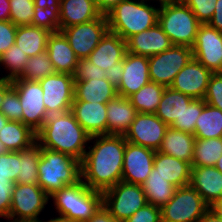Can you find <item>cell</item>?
<instances>
[{"label":"cell","instance_id":"1","mask_svg":"<svg viewBox=\"0 0 222 222\" xmlns=\"http://www.w3.org/2000/svg\"><path fill=\"white\" fill-rule=\"evenodd\" d=\"M90 141L94 145L88 146L81 161V180L103 193L122 180L126 139L124 135L103 134L91 136Z\"/></svg>","mask_w":222,"mask_h":222},{"label":"cell","instance_id":"2","mask_svg":"<svg viewBox=\"0 0 222 222\" xmlns=\"http://www.w3.org/2000/svg\"><path fill=\"white\" fill-rule=\"evenodd\" d=\"M90 138L71 111L49 115L36 132V142L41 147L68 154L80 162L89 145L87 143H91Z\"/></svg>","mask_w":222,"mask_h":222},{"label":"cell","instance_id":"3","mask_svg":"<svg viewBox=\"0 0 222 222\" xmlns=\"http://www.w3.org/2000/svg\"><path fill=\"white\" fill-rule=\"evenodd\" d=\"M159 8L140 0H122L105 15L109 31L127 41L158 23Z\"/></svg>","mask_w":222,"mask_h":222},{"label":"cell","instance_id":"4","mask_svg":"<svg viewBox=\"0 0 222 222\" xmlns=\"http://www.w3.org/2000/svg\"><path fill=\"white\" fill-rule=\"evenodd\" d=\"M38 185L51 196L55 191L81 180V162L68 154L40 146Z\"/></svg>","mask_w":222,"mask_h":222},{"label":"cell","instance_id":"5","mask_svg":"<svg viewBox=\"0 0 222 222\" xmlns=\"http://www.w3.org/2000/svg\"><path fill=\"white\" fill-rule=\"evenodd\" d=\"M53 199L58 215L86 222L103 204V194L89 188L82 180L55 191Z\"/></svg>","mask_w":222,"mask_h":222},{"label":"cell","instance_id":"6","mask_svg":"<svg viewBox=\"0 0 222 222\" xmlns=\"http://www.w3.org/2000/svg\"><path fill=\"white\" fill-rule=\"evenodd\" d=\"M158 25L173 45L192 48L201 23L182 0H172L159 7Z\"/></svg>","mask_w":222,"mask_h":222},{"label":"cell","instance_id":"7","mask_svg":"<svg viewBox=\"0 0 222 222\" xmlns=\"http://www.w3.org/2000/svg\"><path fill=\"white\" fill-rule=\"evenodd\" d=\"M209 208L196 189L179 187L161 207L162 222H197Z\"/></svg>","mask_w":222,"mask_h":222},{"label":"cell","instance_id":"8","mask_svg":"<svg viewBox=\"0 0 222 222\" xmlns=\"http://www.w3.org/2000/svg\"><path fill=\"white\" fill-rule=\"evenodd\" d=\"M102 194L103 205L116 220L122 222L147 203L141 185L123 181L118 182Z\"/></svg>","mask_w":222,"mask_h":222},{"label":"cell","instance_id":"9","mask_svg":"<svg viewBox=\"0 0 222 222\" xmlns=\"http://www.w3.org/2000/svg\"><path fill=\"white\" fill-rule=\"evenodd\" d=\"M193 58L192 48L172 45L169 49L148 58L152 82L170 87L178 72Z\"/></svg>","mask_w":222,"mask_h":222},{"label":"cell","instance_id":"10","mask_svg":"<svg viewBox=\"0 0 222 222\" xmlns=\"http://www.w3.org/2000/svg\"><path fill=\"white\" fill-rule=\"evenodd\" d=\"M49 200V195L38 184L16 183L8 219L38 222L40 220L38 216Z\"/></svg>","mask_w":222,"mask_h":222},{"label":"cell","instance_id":"11","mask_svg":"<svg viewBox=\"0 0 222 222\" xmlns=\"http://www.w3.org/2000/svg\"><path fill=\"white\" fill-rule=\"evenodd\" d=\"M74 76L55 72L39 80L43 90V103L48 115L71 110L74 101Z\"/></svg>","mask_w":222,"mask_h":222},{"label":"cell","instance_id":"12","mask_svg":"<svg viewBox=\"0 0 222 222\" xmlns=\"http://www.w3.org/2000/svg\"><path fill=\"white\" fill-rule=\"evenodd\" d=\"M12 88L18 93L22 106V123L37 132L49 116L43 103V90L39 81L14 79Z\"/></svg>","mask_w":222,"mask_h":222},{"label":"cell","instance_id":"13","mask_svg":"<svg viewBox=\"0 0 222 222\" xmlns=\"http://www.w3.org/2000/svg\"><path fill=\"white\" fill-rule=\"evenodd\" d=\"M80 58H87L109 31L105 14L99 18L60 30Z\"/></svg>","mask_w":222,"mask_h":222},{"label":"cell","instance_id":"14","mask_svg":"<svg viewBox=\"0 0 222 222\" xmlns=\"http://www.w3.org/2000/svg\"><path fill=\"white\" fill-rule=\"evenodd\" d=\"M192 53L193 58L212 73H222V32L208 24H201Z\"/></svg>","mask_w":222,"mask_h":222},{"label":"cell","instance_id":"15","mask_svg":"<svg viewBox=\"0 0 222 222\" xmlns=\"http://www.w3.org/2000/svg\"><path fill=\"white\" fill-rule=\"evenodd\" d=\"M168 127L155 114L137 113L124 137L130 143L158 151Z\"/></svg>","mask_w":222,"mask_h":222},{"label":"cell","instance_id":"16","mask_svg":"<svg viewBox=\"0 0 222 222\" xmlns=\"http://www.w3.org/2000/svg\"><path fill=\"white\" fill-rule=\"evenodd\" d=\"M155 153L153 149L126 141L121 181L142 185L152 171Z\"/></svg>","mask_w":222,"mask_h":222},{"label":"cell","instance_id":"17","mask_svg":"<svg viewBox=\"0 0 222 222\" xmlns=\"http://www.w3.org/2000/svg\"><path fill=\"white\" fill-rule=\"evenodd\" d=\"M212 74L209 69L192 58L178 72L170 87L194 99H203Z\"/></svg>","mask_w":222,"mask_h":222},{"label":"cell","instance_id":"18","mask_svg":"<svg viewBox=\"0 0 222 222\" xmlns=\"http://www.w3.org/2000/svg\"><path fill=\"white\" fill-rule=\"evenodd\" d=\"M150 81L148 57L126 52L117 95L128 98Z\"/></svg>","mask_w":222,"mask_h":222},{"label":"cell","instance_id":"19","mask_svg":"<svg viewBox=\"0 0 222 222\" xmlns=\"http://www.w3.org/2000/svg\"><path fill=\"white\" fill-rule=\"evenodd\" d=\"M189 185L209 207L222 200V173L215 166L191 167Z\"/></svg>","mask_w":222,"mask_h":222},{"label":"cell","instance_id":"20","mask_svg":"<svg viewBox=\"0 0 222 222\" xmlns=\"http://www.w3.org/2000/svg\"><path fill=\"white\" fill-rule=\"evenodd\" d=\"M70 111L89 135L107 134L106 103L73 101Z\"/></svg>","mask_w":222,"mask_h":222},{"label":"cell","instance_id":"21","mask_svg":"<svg viewBox=\"0 0 222 222\" xmlns=\"http://www.w3.org/2000/svg\"><path fill=\"white\" fill-rule=\"evenodd\" d=\"M173 44L158 23L147 30L131 36L127 40V52L151 57L169 49Z\"/></svg>","mask_w":222,"mask_h":222},{"label":"cell","instance_id":"22","mask_svg":"<svg viewBox=\"0 0 222 222\" xmlns=\"http://www.w3.org/2000/svg\"><path fill=\"white\" fill-rule=\"evenodd\" d=\"M126 52L127 41L108 31L87 59L106 71L123 61Z\"/></svg>","mask_w":222,"mask_h":222},{"label":"cell","instance_id":"23","mask_svg":"<svg viewBox=\"0 0 222 222\" xmlns=\"http://www.w3.org/2000/svg\"><path fill=\"white\" fill-rule=\"evenodd\" d=\"M46 51L49 54L55 72L74 75L79 58L61 31L50 34Z\"/></svg>","mask_w":222,"mask_h":222},{"label":"cell","instance_id":"24","mask_svg":"<svg viewBox=\"0 0 222 222\" xmlns=\"http://www.w3.org/2000/svg\"><path fill=\"white\" fill-rule=\"evenodd\" d=\"M151 174L162 176L177 188L184 187L190 183L191 165L188 162L156 151Z\"/></svg>","mask_w":222,"mask_h":222},{"label":"cell","instance_id":"25","mask_svg":"<svg viewBox=\"0 0 222 222\" xmlns=\"http://www.w3.org/2000/svg\"><path fill=\"white\" fill-rule=\"evenodd\" d=\"M107 134L125 135L133 123L137 110L125 97L116 96L106 103Z\"/></svg>","mask_w":222,"mask_h":222},{"label":"cell","instance_id":"26","mask_svg":"<svg viewBox=\"0 0 222 222\" xmlns=\"http://www.w3.org/2000/svg\"><path fill=\"white\" fill-rule=\"evenodd\" d=\"M101 15L94 0H60L59 31L95 20Z\"/></svg>","mask_w":222,"mask_h":222},{"label":"cell","instance_id":"27","mask_svg":"<svg viewBox=\"0 0 222 222\" xmlns=\"http://www.w3.org/2000/svg\"><path fill=\"white\" fill-rule=\"evenodd\" d=\"M116 96V88L106 78L74 82V101L107 103Z\"/></svg>","mask_w":222,"mask_h":222},{"label":"cell","instance_id":"28","mask_svg":"<svg viewBox=\"0 0 222 222\" xmlns=\"http://www.w3.org/2000/svg\"><path fill=\"white\" fill-rule=\"evenodd\" d=\"M195 140L196 138L193 134L179 131L169 126L158 151L188 162L191 165Z\"/></svg>","mask_w":222,"mask_h":222},{"label":"cell","instance_id":"29","mask_svg":"<svg viewBox=\"0 0 222 222\" xmlns=\"http://www.w3.org/2000/svg\"><path fill=\"white\" fill-rule=\"evenodd\" d=\"M51 33L47 29L33 25L17 26L15 44L28 57H32L46 51Z\"/></svg>","mask_w":222,"mask_h":222},{"label":"cell","instance_id":"30","mask_svg":"<svg viewBox=\"0 0 222 222\" xmlns=\"http://www.w3.org/2000/svg\"><path fill=\"white\" fill-rule=\"evenodd\" d=\"M194 98L179 91L166 87L157 111L155 113L165 124L170 126L175 119H179Z\"/></svg>","mask_w":222,"mask_h":222},{"label":"cell","instance_id":"31","mask_svg":"<svg viewBox=\"0 0 222 222\" xmlns=\"http://www.w3.org/2000/svg\"><path fill=\"white\" fill-rule=\"evenodd\" d=\"M0 141L8 151H21L36 142V132L20 121H8L0 131Z\"/></svg>","mask_w":222,"mask_h":222},{"label":"cell","instance_id":"32","mask_svg":"<svg viewBox=\"0 0 222 222\" xmlns=\"http://www.w3.org/2000/svg\"><path fill=\"white\" fill-rule=\"evenodd\" d=\"M196 139H210L222 137V111L205 102L195 124Z\"/></svg>","mask_w":222,"mask_h":222},{"label":"cell","instance_id":"33","mask_svg":"<svg viewBox=\"0 0 222 222\" xmlns=\"http://www.w3.org/2000/svg\"><path fill=\"white\" fill-rule=\"evenodd\" d=\"M141 186L147 203L159 208L163 207L173 197L177 189L167 179L151 173Z\"/></svg>","mask_w":222,"mask_h":222},{"label":"cell","instance_id":"34","mask_svg":"<svg viewBox=\"0 0 222 222\" xmlns=\"http://www.w3.org/2000/svg\"><path fill=\"white\" fill-rule=\"evenodd\" d=\"M165 88L163 85L150 81L128 99L138 113L155 114Z\"/></svg>","mask_w":222,"mask_h":222},{"label":"cell","instance_id":"35","mask_svg":"<svg viewBox=\"0 0 222 222\" xmlns=\"http://www.w3.org/2000/svg\"><path fill=\"white\" fill-rule=\"evenodd\" d=\"M40 157V145L37 142L20 151L19 171L16 183L38 184V163Z\"/></svg>","mask_w":222,"mask_h":222},{"label":"cell","instance_id":"36","mask_svg":"<svg viewBox=\"0 0 222 222\" xmlns=\"http://www.w3.org/2000/svg\"><path fill=\"white\" fill-rule=\"evenodd\" d=\"M222 155V137L196 139L191 167L215 166Z\"/></svg>","mask_w":222,"mask_h":222},{"label":"cell","instance_id":"37","mask_svg":"<svg viewBox=\"0 0 222 222\" xmlns=\"http://www.w3.org/2000/svg\"><path fill=\"white\" fill-rule=\"evenodd\" d=\"M52 62L47 51L28 58L22 71V75L17 79L28 81H39L48 75L54 74Z\"/></svg>","mask_w":222,"mask_h":222},{"label":"cell","instance_id":"38","mask_svg":"<svg viewBox=\"0 0 222 222\" xmlns=\"http://www.w3.org/2000/svg\"><path fill=\"white\" fill-rule=\"evenodd\" d=\"M26 53L22 52L16 44H13L6 52L0 56V65H3L8 75L3 76L5 79L14 80L22 75L25 64L28 61Z\"/></svg>","mask_w":222,"mask_h":222},{"label":"cell","instance_id":"39","mask_svg":"<svg viewBox=\"0 0 222 222\" xmlns=\"http://www.w3.org/2000/svg\"><path fill=\"white\" fill-rule=\"evenodd\" d=\"M204 106L205 101L203 99H194L184 110L181 117L175 119L170 127L194 135L196 120Z\"/></svg>","mask_w":222,"mask_h":222},{"label":"cell","instance_id":"40","mask_svg":"<svg viewBox=\"0 0 222 222\" xmlns=\"http://www.w3.org/2000/svg\"><path fill=\"white\" fill-rule=\"evenodd\" d=\"M10 21L16 26L31 25L34 16V0H9Z\"/></svg>","mask_w":222,"mask_h":222},{"label":"cell","instance_id":"41","mask_svg":"<svg viewBox=\"0 0 222 222\" xmlns=\"http://www.w3.org/2000/svg\"><path fill=\"white\" fill-rule=\"evenodd\" d=\"M34 16L31 25L47 29L50 32L59 31L60 12H53L50 8L34 6Z\"/></svg>","mask_w":222,"mask_h":222},{"label":"cell","instance_id":"42","mask_svg":"<svg viewBox=\"0 0 222 222\" xmlns=\"http://www.w3.org/2000/svg\"><path fill=\"white\" fill-rule=\"evenodd\" d=\"M0 112L9 121H20L22 122V106L19 100L18 93L11 88L4 96L2 101V107Z\"/></svg>","mask_w":222,"mask_h":222},{"label":"cell","instance_id":"43","mask_svg":"<svg viewBox=\"0 0 222 222\" xmlns=\"http://www.w3.org/2000/svg\"><path fill=\"white\" fill-rule=\"evenodd\" d=\"M20 151H9L0 154V178L16 182L19 171Z\"/></svg>","mask_w":222,"mask_h":222},{"label":"cell","instance_id":"44","mask_svg":"<svg viewBox=\"0 0 222 222\" xmlns=\"http://www.w3.org/2000/svg\"><path fill=\"white\" fill-rule=\"evenodd\" d=\"M194 13L201 24L211 20L217 0H182Z\"/></svg>","mask_w":222,"mask_h":222},{"label":"cell","instance_id":"45","mask_svg":"<svg viewBox=\"0 0 222 222\" xmlns=\"http://www.w3.org/2000/svg\"><path fill=\"white\" fill-rule=\"evenodd\" d=\"M203 100L222 111V73H213Z\"/></svg>","mask_w":222,"mask_h":222},{"label":"cell","instance_id":"46","mask_svg":"<svg viewBox=\"0 0 222 222\" xmlns=\"http://www.w3.org/2000/svg\"><path fill=\"white\" fill-rule=\"evenodd\" d=\"M105 73H106L105 70L94 65L87 58H80L77 64L76 71L73 76L74 80L86 81L95 78H100V79L106 78Z\"/></svg>","mask_w":222,"mask_h":222},{"label":"cell","instance_id":"47","mask_svg":"<svg viewBox=\"0 0 222 222\" xmlns=\"http://www.w3.org/2000/svg\"><path fill=\"white\" fill-rule=\"evenodd\" d=\"M16 182L8 178H0V217L9 218L11 198Z\"/></svg>","mask_w":222,"mask_h":222},{"label":"cell","instance_id":"48","mask_svg":"<svg viewBox=\"0 0 222 222\" xmlns=\"http://www.w3.org/2000/svg\"><path fill=\"white\" fill-rule=\"evenodd\" d=\"M123 222H162L161 208L146 203Z\"/></svg>","mask_w":222,"mask_h":222},{"label":"cell","instance_id":"49","mask_svg":"<svg viewBox=\"0 0 222 222\" xmlns=\"http://www.w3.org/2000/svg\"><path fill=\"white\" fill-rule=\"evenodd\" d=\"M16 30L10 20L0 21V56L15 44Z\"/></svg>","mask_w":222,"mask_h":222},{"label":"cell","instance_id":"50","mask_svg":"<svg viewBox=\"0 0 222 222\" xmlns=\"http://www.w3.org/2000/svg\"><path fill=\"white\" fill-rule=\"evenodd\" d=\"M106 79L117 89L121 82V77L123 73V61L118 62L115 66L105 71Z\"/></svg>","mask_w":222,"mask_h":222},{"label":"cell","instance_id":"51","mask_svg":"<svg viewBox=\"0 0 222 222\" xmlns=\"http://www.w3.org/2000/svg\"><path fill=\"white\" fill-rule=\"evenodd\" d=\"M86 222H122L116 220L109 210L102 204Z\"/></svg>","mask_w":222,"mask_h":222},{"label":"cell","instance_id":"52","mask_svg":"<svg viewBox=\"0 0 222 222\" xmlns=\"http://www.w3.org/2000/svg\"><path fill=\"white\" fill-rule=\"evenodd\" d=\"M208 25L222 32V0H217L214 14L208 22Z\"/></svg>","mask_w":222,"mask_h":222},{"label":"cell","instance_id":"53","mask_svg":"<svg viewBox=\"0 0 222 222\" xmlns=\"http://www.w3.org/2000/svg\"><path fill=\"white\" fill-rule=\"evenodd\" d=\"M94 1L98 10L102 14H106L122 0H94Z\"/></svg>","mask_w":222,"mask_h":222},{"label":"cell","instance_id":"54","mask_svg":"<svg viewBox=\"0 0 222 222\" xmlns=\"http://www.w3.org/2000/svg\"><path fill=\"white\" fill-rule=\"evenodd\" d=\"M34 6L50 8L53 12H60V0H34Z\"/></svg>","mask_w":222,"mask_h":222},{"label":"cell","instance_id":"55","mask_svg":"<svg viewBox=\"0 0 222 222\" xmlns=\"http://www.w3.org/2000/svg\"><path fill=\"white\" fill-rule=\"evenodd\" d=\"M197 222H222V218L210 207Z\"/></svg>","mask_w":222,"mask_h":222},{"label":"cell","instance_id":"56","mask_svg":"<svg viewBox=\"0 0 222 222\" xmlns=\"http://www.w3.org/2000/svg\"><path fill=\"white\" fill-rule=\"evenodd\" d=\"M10 19V1L0 0V21H8Z\"/></svg>","mask_w":222,"mask_h":222},{"label":"cell","instance_id":"57","mask_svg":"<svg viewBox=\"0 0 222 222\" xmlns=\"http://www.w3.org/2000/svg\"><path fill=\"white\" fill-rule=\"evenodd\" d=\"M12 88V81L5 79L4 77H0V110L2 107V101L5 94Z\"/></svg>","mask_w":222,"mask_h":222},{"label":"cell","instance_id":"58","mask_svg":"<svg viewBox=\"0 0 222 222\" xmlns=\"http://www.w3.org/2000/svg\"><path fill=\"white\" fill-rule=\"evenodd\" d=\"M38 222H78V221L59 215L58 217L52 219L50 218V220L48 221L39 220Z\"/></svg>","mask_w":222,"mask_h":222},{"label":"cell","instance_id":"59","mask_svg":"<svg viewBox=\"0 0 222 222\" xmlns=\"http://www.w3.org/2000/svg\"><path fill=\"white\" fill-rule=\"evenodd\" d=\"M211 208L222 218V200L217 201Z\"/></svg>","mask_w":222,"mask_h":222},{"label":"cell","instance_id":"60","mask_svg":"<svg viewBox=\"0 0 222 222\" xmlns=\"http://www.w3.org/2000/svg\"><path fill=\"white\" fill-rule=\"evenodd\" d=\"M9 120L0 112V131Z\"/></svg>","mask_w":222,"mask_h":222},{"label":"cell","instance_id":"61","mask_svg":"<svg viewBox=\"0 0 222 222\" xmlns=\"http://www.w3.org/2000/svg\"><path fill=\"white\" fill-rule=\"evenodd\" d=\"M140 1H143L145 3H147L148 1H149V3L151 2L150 0H140ZM156 1L160 4L159 7H161V6L165 5L166 3H169L172 0H156Z\"/></svg>","mask_w":222,"mask_h":222},{"label":"cell","instance_id":"62","mask_svg":"<svg viewBox=\"0 0 222 222\" xmlns=\"http://www.w3.org/2000/svg\"><path fill=\"white\" fill-rule=\"evenodd\" d=\"M215 168L218 169L221 173H222V155L221 157L218 159Z\"/></svg>","mask_w":222,"mask_h":222},{"label":"cell","instance_id":"63","mask_svg":"<svg viewBox=\"0 0 222 222\" xmlns=\"http://www.w3.org/2000/svg\"><path fill=\"white\" fill-rule=\"evenodd\" d=\"M7 152H9V151L7 150L5 145L0 141V154H5Z\"/></svg>","mask_w":222,"mask_h":222},{"label":"cell","instance_id":"64","mask_svg":"<svg viewBox=\"0 0 222 222\" xmlns=\"http://www.w3.org/2000/svg\"><path fill=\"white\" fill-rule=\"evenodd\" d=\"M7 220H8L7 222H33V221H16V220H9V219Z\"/></svg>","mask_w":222,"mask_h":222}]
</instances>
